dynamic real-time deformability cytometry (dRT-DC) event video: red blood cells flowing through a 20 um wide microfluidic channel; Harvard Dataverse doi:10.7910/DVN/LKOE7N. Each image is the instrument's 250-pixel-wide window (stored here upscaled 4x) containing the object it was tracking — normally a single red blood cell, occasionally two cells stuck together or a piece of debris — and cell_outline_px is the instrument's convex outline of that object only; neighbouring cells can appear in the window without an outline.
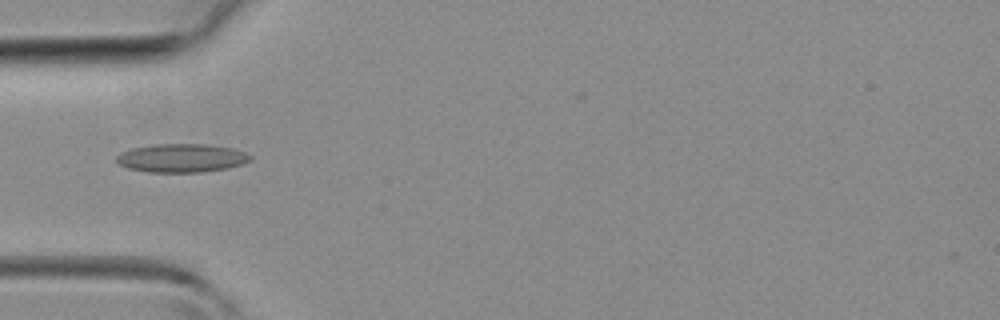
{"species": "common noctule bat (a hibernating species)", "species_latin": "Nyctalus noctula", "temperature_condition": "room temperature", "stored_images_in_passage": 42, "camera_frame_rate_fps": 3000, "um_per_image_px": 0.085, "animal": {"sex": "female", "body_mass_g": 19.3, "forearm_length_mm": 54.1}, "frame": {"image": 1, "passage_image": 13, "time_ms": 4.0, "image_size_px": [1000, 320], "cell_outline_px": [[252, 160], [228, 168], [200, 172], [148, 172], [128, 168], [120, 164], [116, 160], [116, 156], [120, 152], [132, 148], [156, 144], [208, 144], [232, 148], [244, 152], [252, 156]], "centroid_in_image_um": [15.43, 13.43], "position_along_channel_um": 69.6, "area_um2": 22.2}}
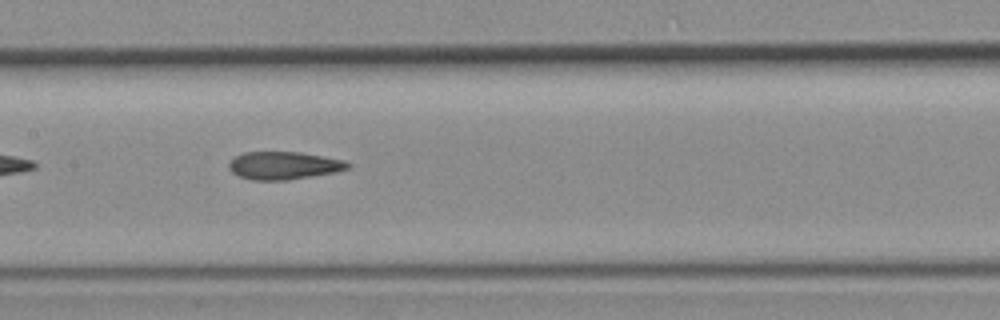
{"frame": {"image": 2, "passage_image": 20, "time_ms": 6.333, "image_size_px": [1000, 320], "cell_outline_px": [[352, 168], [336, 172], [288, 180], [252, 180], [240, 176], [232, 172], [228, 168], [228, 164], [236, 156], [244, 152], [300, 152], [344, 160], [352, 164]], "centroid_in_image_um": [24.16, 14.07], "position_along_channel_um": 183.2, "area_um2": 19.31}}
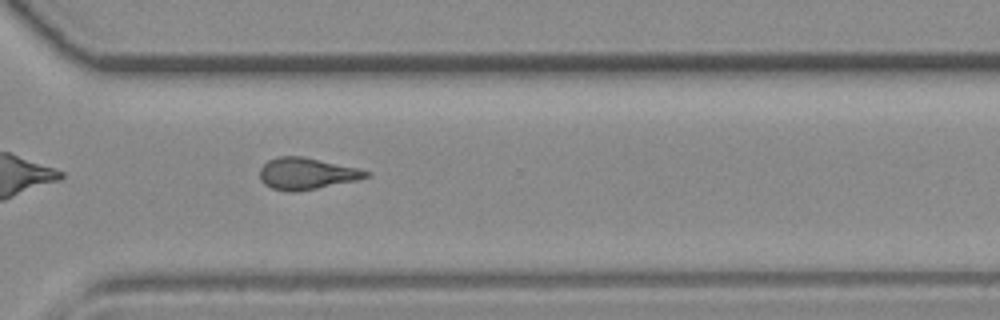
{"frame": {"image": 3, "passage_image": 30, "time_ms": 9.667, "image_size_px": [1000, 320], "cell_outline_px": [[372, 176], [356, 180], [316, 188], [292, 192], [288, 192], [272, 188], [264, 184], [260, 180], [260, 168], [268, 160], [280, 156], [304, 156], [356, 168], [372, 172]], "centroid_in_image_um": [26.05, 14.75], "position_along_channel_um": 344.5, "area_um2": 19.48}}